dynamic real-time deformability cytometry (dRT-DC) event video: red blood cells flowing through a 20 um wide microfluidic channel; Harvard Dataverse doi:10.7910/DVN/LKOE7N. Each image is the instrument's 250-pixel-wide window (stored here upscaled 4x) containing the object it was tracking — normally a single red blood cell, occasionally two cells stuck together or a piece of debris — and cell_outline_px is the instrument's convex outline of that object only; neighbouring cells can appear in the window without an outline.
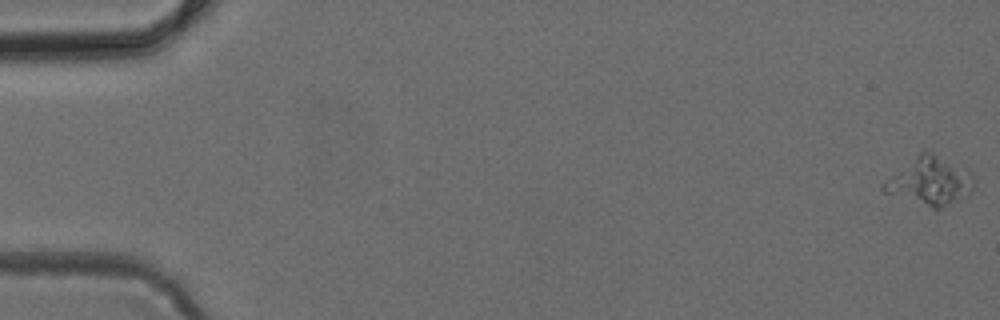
{"species": "common noctule bat (a hibernating species)", "species_latin": "Nyctalus noctula", "temperature_condition": "cold", "stored_images_in_passage": 49, "camera_frame_rate_fps": 3000, "um_per_image_px": 0.085, "animal": {"sex": "female", "body_mass_g": 24.6, "forearm_length_mm": 56.2}, "frame": {"image": 1, "passage_image": 1, "time_ms": 0.0, "image_size_px": [1000, 320], "cell_outline_px": [[972, 192], [940, 208], [932, 208], [884, 192], [880, 188], [880, 184], [920, 152], [928, 152], [972, 172]], "centroid_in_image_um": [78.99, 15.42], "position_along_channel_um": 6.0, "area_um2": 24.28}}
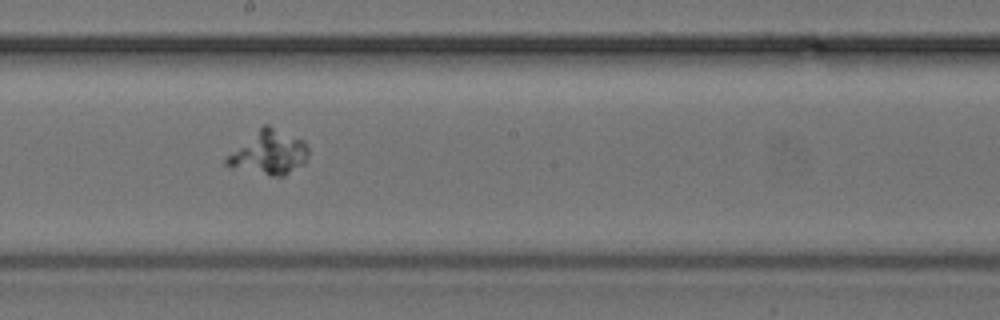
{"frame": {"image": 2, "passage_image": 28, "time_ms": 9.0, "image_size_px": [1000, 320], "cell_outline_px": [[308, 156], [304, 164], [284, 176], [272, 176], [224, 164], [224, 160], [228, 156], [264, 124], [268, 124], [304, 140], [308, 148]], "centroid_in_image_um": [22.94, 12.97], "position_along_channel_um": 225.3, "area_um2": 20.35}}
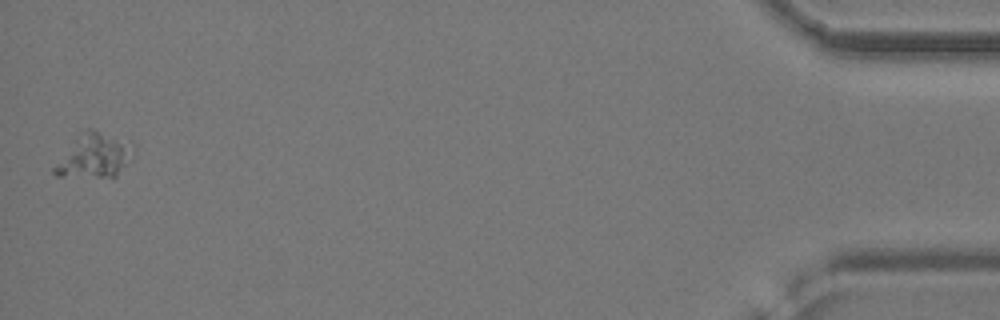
{"frame": {"image": 3, "passage_image": 49, "time_ms": 16.0, "image_size_px": [1000, 320], "cell_outline_px": [[136, 148], [132, 160], [112, 180], [56, 176], [52, 172], [52, 168], [80, 132], [84, 128], [96, 128], [132, 140]], "centroid_in_image_um": [8.11, 13.24], "position_along_channel_um": 427.1, "area_um2": 21.85}}